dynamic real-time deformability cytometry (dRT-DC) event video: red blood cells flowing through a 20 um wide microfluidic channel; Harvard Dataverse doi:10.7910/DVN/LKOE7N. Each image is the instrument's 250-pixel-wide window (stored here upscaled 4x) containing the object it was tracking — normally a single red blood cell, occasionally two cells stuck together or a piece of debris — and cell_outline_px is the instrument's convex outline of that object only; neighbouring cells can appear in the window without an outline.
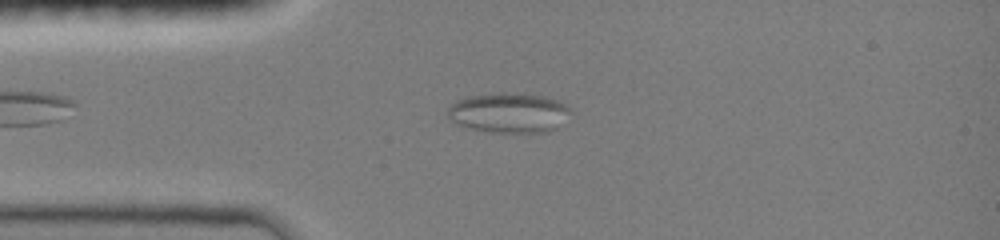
{"species": "common noctule bat (a hibernating species)", "species_latin": "Nyctalus noctula", "temperature_condition": "room temperature", "stored_images_in_passage": 47, "camera_frame_rate_fps": 3000, "um_per_image_px": 0.085, "animal": {"sex": "female", "body_mass_g": 19.0, "forearm_length_mm": 51.5}, "frame": {"image": 1, "passage_image": 8, "time_ms": 2.333, "image_size_px": [1000, 240], "cell_outline_px": [[572, 112], [556, 128], [548, 132], [492, 132], [472, 128], [456, 124], [444, 112], [456, 100], [472, 96], [504, 92], [544, 96], [568, 104]], "centroid_in_image_um": [43.27, 9.58], "position_along_channel_um": 41.7, "area_um2": 28.5}}
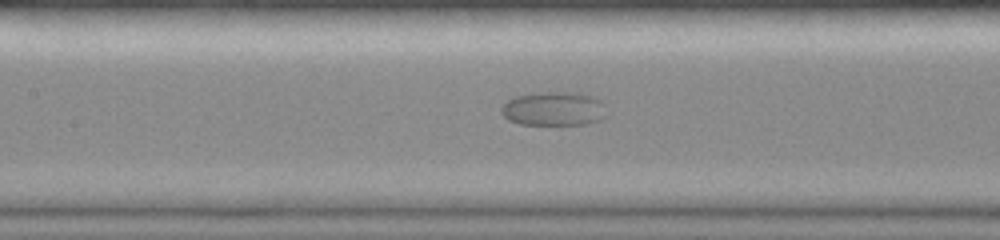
{"frame": {"image": 2, "passage_image": 19, "time_ms": 6.0, "image_size_px": [1000, 240], "cell_outline_px": [[608, 116], [600, 120], [584, 124], [520, 124], [508, 120], [500, 112], [500, 108], [508, 100], [516, 96], [540, 92], [572, 92], [592, 96], [600, 100], [604, 104]], "centroid_in_image_um": [47.09, 9.24], "position_along_channel_um": 160.3, "area_um2": 20.92}}
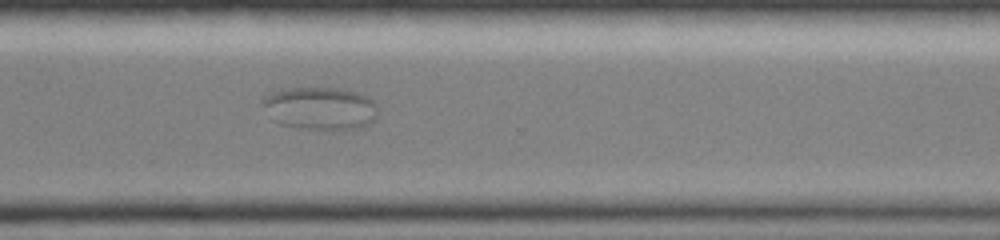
{"frame": {"image": 3, "passage_image": 34, "time_ms": 11.0, "image_size_px": [1000, 240], "cell_outline_px": [[380, 116], [376, 120], [360, 128], [332, 132], [300, 128], [280, 124], [272, 120], [264, 104], [264, 96], [280, 88], [336, 88], [356, 92], [368, 96], [380, 108]], "centroid_in_image_um": [27.3, 9.24], "position_along_channel_um": 343.3, "area_um2": 29.59}}